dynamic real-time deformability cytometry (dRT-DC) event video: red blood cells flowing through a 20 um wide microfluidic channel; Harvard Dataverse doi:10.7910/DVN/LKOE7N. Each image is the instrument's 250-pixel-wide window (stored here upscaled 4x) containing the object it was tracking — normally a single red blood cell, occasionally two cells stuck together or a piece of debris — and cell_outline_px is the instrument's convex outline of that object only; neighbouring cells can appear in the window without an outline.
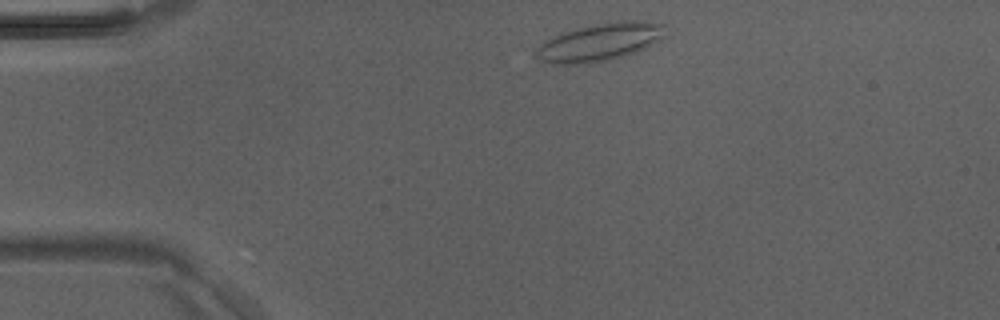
{"species": "Egyptian fruit bat (a non-hibernating species)", "species_latin": "Rousettus aegyptiacus", "temperature_condition": "room temperature", "stored_images_in_passage": 2, "camera_frame_rate_fps": 3000, "um_per_image_px": 0.085, "animal": {"sex": "male"}, "frame": {"image": 1, "passage_image": 1, "time_ms": 0.0, "image_size_px": [1000, 320], "cell_outline_px": [[664, 36], [660, 40], [636, 52], [612, 60], [588, 64], [552, 64], [540, 60], [536, 56], [536, 52], [540, 44], [564, 32], [592, 24], [620, 20], [640, 20], [664, 24]], "centroid_in_image_um": [51.02, 3.59], "position_along_channel_um": 34.0, "area_um2": 28.44}}